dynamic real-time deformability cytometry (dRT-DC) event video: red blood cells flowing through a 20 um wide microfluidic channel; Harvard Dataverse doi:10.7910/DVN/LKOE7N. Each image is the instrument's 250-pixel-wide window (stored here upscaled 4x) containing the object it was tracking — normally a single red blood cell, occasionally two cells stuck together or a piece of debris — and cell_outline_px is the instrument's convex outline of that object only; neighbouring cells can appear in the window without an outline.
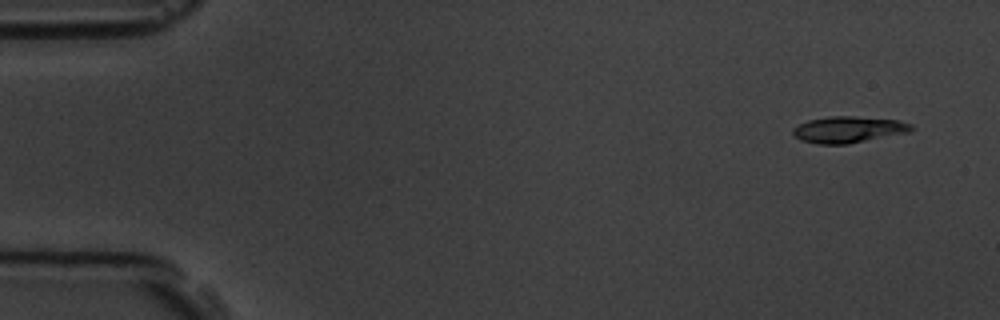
{"species": "common noctule bat (a hibernating species)", "species_latin": "Nyctalus noctula", "temperature_condition": "room temperature", "stored_images_in_passage": 4, "camera_frame_rate_fps": 3000, "um_per_image_px": 0.085, "animal": {"sex": "male", "body_mass_g": 19.5, "forearm_length_mm": 54.6}, "frame": {"image": 1, "passage_image": 1, "time_ms": 0.0, "image_size_px": [1000, 320], "cell_outline_px": [[912, 128], [908, 132], [848, 144], [816, 144], [800, 140], [792, 132], [792, 128], [808, 120], [828, 116], [856, 116], [900, 120], [912, 124]], "centroid_in_image_um": [72.09, 11.0], "position_along_channel_um": 12.9, "area_um2": 18.21}}
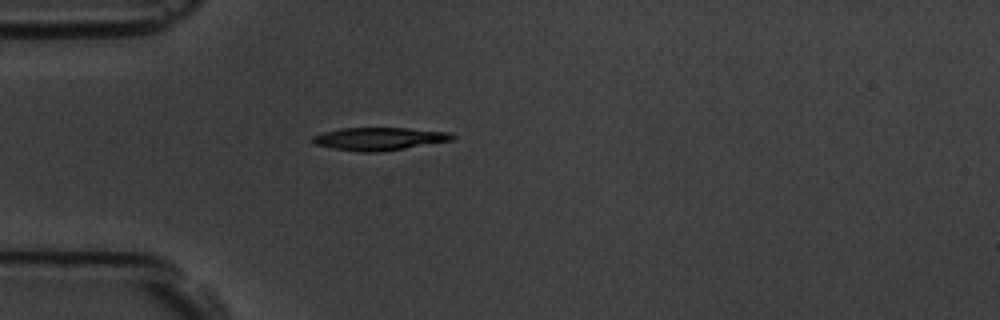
{"frame": {"image": 2, "passage_image": 4, "time_ms": 4.0, "image_size_px": [1000, 320], "cell_outline_px": [[456, 136], [452, 140], [380, 152], [360, 152], [332, 148], [316, 144], [312, 140], [312, 136], [324, 132], [340, 128], [408, 128], [452, 132]], "centroid_in_image_um": [32.25, 11.79], "position_along_channel_um": 52.7, "area_um2": 18.5}}